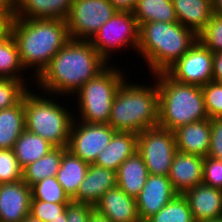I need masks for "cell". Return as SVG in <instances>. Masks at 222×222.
<instances>
[{
  "instance_id": "6da1fadb",
  "label": "cell",
  "mask_w": 222,
  "mask_h": 222,
  "mask_svg": "<svg viewBox=\"0 0 222 222\" xmlns=\"http://www.w3.org/2000/svg\"><path fill=\"white\" fill-rule=\"evenodd\" d=\"M107 63L89 40L70 39L37 77L36 84L47 94H76L88 80L102 72Z\"/></svg>"
},
{
  "instance_id": "7a4b0ae2",
  "label": "cell",
  "mask_w": 222,
  "mask_h": 222,
  "mask_svg": "<svg viewBox=\"0 0 222 222\" xmlns=\"http://www.w3.org/2000/svg\"><path fill=\"white\" fill-rule=\"evenodd\" d=\"M8 31L14 37L23 68L35 67V78L70 40L68 27L62 19H26L15 17Z\"/></svg>"
},
{
  "instance_id": "3957f363",
  "label": "cell",
  "mask_w": 222,
  "mask_h": 222,
  "mask_svg": "<svg viewBox=\"0 0 222 222\" xmlns=\"http://www.w3.org/2000/svg\"><path fill=\"white\" fill-rule=\"evenodd\" d=\"M197 40L198 36L179 22H146L140 25L137 52L154 75L166 72Z\"/></svg>"
},
{
  "instance_id": "277c9868",
  "label": "cell",
  "mask_w": 222,
  "mask_h": 222,
  "mask_svg": "<svg viewBox=\"0 0 222 222\" xmlns=\"http://www.w3.org/2000/svg\"><path fill=\"white\" fill-rule=\"evenodd\" d=\"M124 82L117 89L108 124L116 131L140 133L158 126L159 90Z\"/></svg>"
},
{
  "instance_id": "5b68a950",
  "label": "cell",
  "mask_w": 222,
  "mask_h": 222,
  "mask_svg": "<svg viewBox=\"0 0 222 222\" xmlns=\"http://www.w3.org/2000/svg\"><path fill=\"white\" fill-rule=\"evenodd\" d=\"M154 75L159 90V127L174 132L181 126L209 118L201 87L179 83L166 72Z\"/></svg>"
},
{
  "instance_id": "8992f818",
  "label": "cell",
  "mask_w": 222,
  "mask_h": 222,
  "mask_svg": "<svg viewBox=\"0 0 222 222\" xmlns=\"http://www.w3.org/2000/svg\"><path fill=\"white\" fill-rule=\"evenodd\" d=\"M52 100L29 90L24 94L25 129L54 147L67 148L75 115Z\"/></svg>"
},
{
  "instance_id": "52a82bcc",
  "label": "cell",
  "mask_w": 222,
  "mask_h": 222,
  "mask_svg": "<svg viewBox=\"0 0 222 222\" xmlns=\"http://www.w3.org/2000/svg\"><path fill=\"white\" fill-rule=\"evenodd\" d=\"M120 68L107 66L76 93L82 122L108 124L117 89L124 82Z\"/></svg>"
},
{
  "instance_id": "ba28073f",
  "label": "cell",
  "mask_w": 222,
  "mask_h": 222,
  "mask_svg": "<svg viewBox=\"0 0 222 222\" xmlns=\"http://www.w3.org/2000/svg\"><path fill=\"white\" fill-rule=\"evenodd\" d=\"M140 26L133 12L117 11L115 15L104 23L100 30L89 40L97 52L108 62L112 50L131 46L134 50L139 45Z\"/></svg>"
},
{
  "instance_id": "9c48e42d",
  "label": "cell",
  "mask_w": 222,
  "mask_h": 222,
  "mask_svg": "<svg viewBox=\"0 0 222 222\" xmlns=\"http://www.w3.org/2000/svg\"><path fill=\"white\" fill-rule=\"evenodd\" d=\"M137 152L152 175L168 176L177 152L175 134L159 126L138 133Z\"/></svg>"
},
{
  "instance_id": "30bf717a",
  "label": "cell",
  "mask_w": 222,
  "mask_h": 222,
  "mask_svg": "<svg viewBox=\"0 0 222 222\" xmlns=\"http://www.w3.org/2000/svg\"><path fill=\"white\" fill-rule=\"evenodd\" d=\"M116 12L109 0H73L65 20L70 39L90 40Z\"/></svg>"
},
{
  "instance_id": "8fae6325",
  "label": "cell",
  "mask_w": 222,
  "mask_h": 222,
  "mask_svg": "<svg viewBox=\"0 0 222 222\" xmlns=\"http://www.w3.org/2000/svg\"><path fill=\"white\" fill-rule=\"evenodd\" d=\"M214 53L199 40L166 73L182 84L203 87L213 78Z\"/></svg>"
},
{
  "instance_id": "7c38bea8",
  "label": "cell",
  "mask_w": 222,
  "mask_h": 222,
  "mask_svg": "<svg viewBox=\"0 0 222 222\" xmlns=\"http://www.w3.org/2000/svg\"><path fill=\"white\" fill-rule=\"evenodd\" d=\"M75 121L77 122L74 119L71 127L67 150L83 161L93 164L117 131L109 124L82 121L77 124Z\"/></svg>"
},
{
  "instance_id": "4fadbf2b",
  "label": "cell",
  "mask_w": 222,
  "mask_h": 222,
  "mask_svg": "<svg viewBox=\"0 0 222 222\" xmlns=\"http://www.w3.org/2000/svg\"><path fill=\"white\" fill-rule=\"evenodd\" d=\"M176 195L168 176L149 174L141 192L136 197L139 220L145 222Z\"/></svg>"
},
{
  "instance_id": "5bb4252c",
  "label": "cell",
  "mask_w": 222,
  "mask_h": 222,
  "mask_svg": "<svg viewBox=\"0 0 222 222\" xmlns=\"http://www.w3.org/2000/svg\"><path fill=\"white\" fill-rule=\"evenodd\" d=\"M31 198L23 180L0 184V222H22L30 215Z\"/></svg>"
},
{
  "instance_id": "9a60e30c",
  "label": "cell",
  "mask_w": 222,
  "mask_h": 222,
  "mask_svg": "<svg viewBox=\"0 0 222 222\" xmlns=\"http://www.w3.org/2000/svg\"><path fill=\"white\" fill-rule=\"evenodd\" d=\"M204 158L177 151L168 174L173 190L183 195L190 188L202 184Z\"/></svg>"
},
{
  "instance_id": "2e32d148",
  "label": "cell",
  "mask_w": 222,
  "mask_h": 222,
  "mask_svg": "<svg viewBox=\"0 0 222 222\" xmlns=\"http://www.w3.org/2000/svg\"><path fill=\"white\" fill-rule=\"evenodd\" d=\"M94 209L111 222H141L136 198L127 195L117 185L94 204Z\"/></svg>"
},
{
  "instance_id": "e0dca14e",
  "label": "cell",
  "mask_w": 222,
  "mask_h": 222,
  "mask_svg": "<svg viewBox=\"0 0 222 222\" xmlns=\"http://www.w3.org/2000/svg\"><path fill=\"white\" fill-rule=\"evenodd\" d=\"M183 195L188 201L195 222L222 217V190L202 183L190 188Z\"/></svg>"
},
{
  "instance_id": "ac0fdd59",
  "label": "cell",
  "mask_w": 222,
  "mask_h": 222,
  "mask_svg": "<svg viewBox=\"0 0 222 222\" xmlns=\"http://www.w3.org/2000/svg\"><path fill=\"white\" fill-rule=\"evenodd\" d=\"M116 185V171L90 164L83 182L71 201L94 206L108 190Z\"/></svg>"
},
{
  "instance_id": "d6986e66",
  "label": "cell",
  "mask_w": 222,
  "mask_h": 222,
  "mask_svg": "<svg viewBox=\"0 0 222 222\" xmlns=\"http://www.w3.org/2000/svg\"><path fill=\"white\" fill-rule=\"evenodd\" d=\"M177 151L205 158L211 139V119H204L179 127L174 131Z\"/></svg>"
},
{
  "instance_id": "ffe728a7",
  "label": "cell",
  "mask_w": 222,
  "mask_h": 222,
  "mask_svg": "<svg viewBox=\"0 0 222 222\" xmlns=\"http://www.w3.org/2000/svg\"><path fill=\"white\" fill-rule=\"evenodd\" d=\"M137 146L138 134L117 131L106 148L98 154L93 164L117 171L127 158L137 152Z\"/></svg>"
},
{
  "instance_id": "44dd1931",
  "label": "cell",
  "mask_w": 222,
  "mask_h": 222,
  "mask_svg": "<svg viewBox=\"0 0 222 222\" xmlns=\"http://www.w3.org/2000/svg\"><path fill=\"white\" fill-rule=\"evenodd\" d=\"M72 3L73 0H16L15 17L66 20Z\"/></svg>"
},
{
  "instance_id": "7402d4cb",
  "label": "cell",
  "mask_w": 222,
  "mask_h": 222,
  "mask_svg": "<svg viewBox=\"0 0 222 222\" xmlns=\"http://www.w3.org/2000/svg\"><path fill=\"white\" fill-rule=\"evenodd\" d=\"M178 22L197 36L213 15L212 0H172Z\"/></svg>"
},
{
  "instance_id": "603a6c76",
  "label": "cell",
  "mask_w": 222,
  "mask_h": 222,
  "mask_svg": "<svg viewBox=\"0 0 222 222\" xmlns=\"http://www.w3.org/2000/svg\"><path fill=\"white\" fill-rule=\"evenodd\" d=\"M116 176L117 186L127 195L136 198L146 183L149 171L142 156L136 152L120 165Z\"/></svg>"
},
{
  "instance_id": "cb8c5ba5",
  "label": "cell",
  "mask_w": 222,
  "mask_h": 222,
  "mask_svg": "<svg viewBox=\"0 0 222 222\" xmlns=\"http://www.w3.org/2000/svg\"><path fill=\"white\" fill-rule=\"evenodd\" d=\"M89 165V163L73 155L69 150L63 153L56 178L70 199L76 195L80 184L85 178Z\"/></svg>"
},
{
  "instance_id": "d4e9b609",
  "label": "cell",
  "mask_w": 222,
  "mask_h": 222,
  "mask_svg": "<svg viewBox=\"0 0 222 222\" xmlns=\"http://www.w3.org/2000/svg\"><path fill=\"white\" fill-rule=\"evenodd\" d=\"M25 130L24 97L15 106L0 110V149H13Z\"/></svg>"
},
{
  "instance_id": "484cf974",
  "label": "cell",
  "mask_w": 222,
  "mask_h": 222,
  "mask_svg": "<svg viewBox=\"0 0 222 222\" xmlns=\"http://www.w3.org/2000/svg\"><path fill=\"white\" fill-rule=\"evenodd\" d=\"M54 148L48 141L26 129L13 147L14 154L22 169L37 161Z\"/></svg>"
},
{
  "instance_id": "4316f807",
  "label": "cell",
  "mask_w": 222,
  "mask_h": 222,
  "mask_svg": "<svg viewBox=\"0 0 222 222\" xmlns=\"http://www.w3.org/2000/svg\"><path fill=\"white\" fill-rule=\"evenodd\" d=\"M64 147H54L46 155L23 169L22 180L31 187L45 178L56 176L60 168Z\"/></svg>"
},
{
  "instance_id": "83f0119b",
  "label": "cell",
  "mask_w": 222,
  "mask_h": 222,
  "mask_svg": "<svg viewBox=\"0 0 222 222\" xmlns=\"http://www.w3.org/2000/svg\"><path fill=\"white\" fill-rule=\"evenodd\" d=\"M133 14L139 26L146 22H178L172 0H138Z\"/></svg>"
},
{
  "instance_id": "f1b7e54d",
  "label": "cell",
  "mask_w": 222,
  "mask_h": 222,
  "mask_svg": "<svg viewBox=\"0 0 222 222\" xmlns=\"http://www.w3.org/2000/svg\"><path fill=\"white\" fill-rule=\"evenodd\" d=\"M23 70L16 41L8 31L0 38V78L24 80Z\"/></svg>"
},
{
  "instance_id": "f546056e",
  "label": "cell",
  "mask_w": 222,
  "mask_h": 222,
  "mask_svg": "<svg viewBox=\"0 0 222 222\" xmlns=\"http://www.w3.org/2000/svg\"><path fill=\"white\" fill-rule=\"evenodd\" d=\"M145 222H195L187 199L177 194L168 204Z\"/></svg>"
},
{
  "instance_id": "4dcf8cb0",
  "label": "cell",
  "mask_w": 222,
  "mask_h": 222,
  "mask_svg": "<svg viewBox=\"0 0 222 222\" xmlns=\"http://www.w3.org/2000/svg\"><path fill=\"white\" fill-rule=\"evenodd\" d=\"M31 199L51 202L70 203L71 199L57 181L56 176L48 177L31 186Z\"/></svg>"
},
{
  "instance_id": "1f68e13d",
  "label": "cell",
  "mask_w": 222,
  "mask_h": 222,
  "mask_svg": "<svg viewBox=\"0 0 222 222\" xmlns=\"http://www.w3.org/2000/svg\"><path fill=\"white\" fill-rule=\"evenodd\" d=\"M24 80L0 78V110L17 105L28 91Z\"/></svg>"
},
{
  "instance_id": "d6a6232c",
  "label": "cell",
  "mask_w": 222,
  "mask_h": 222,
  "mask_svg": "<svg viewBox=\"0 0 222 222\" xmlns=\"http://www.w3.org/2000/svg\"><path fill=\"white\" fill-rule=\"evenodd\" d=\"M23 169L13 149H0V184L22 180Z\"/></svg>"
},
{
  "instance_id": "836d02e7",
  "label": "cell",
  "mask_w": 222,
  "mask_h": 222,
  "mask_svg": "<svg viewBox=\"0 0 222 222\" xmlns=\"http://www.w3.org/2000/svg\"><path fill=\"white\" fill-rule=\"evenodd\" d=\"M198 40L213 53L222 51V15H212Z\"/></svg>"
},
{
  "instance_id": "e575fe53",
  "label": "cell",
  "mask_w": 222,
  "mask_h": 222,
  "mask_svg": "<svg viewBox=\"0 0 222 222\" xmlns=\"http://www.w3.org/2000/svg\"><path fill=\"white\" fill-rule=\"evenodd\" d=\"M201 88L209 119L222 118V83L209 81Z\"/></svg>"
},
{
  "instance_id": "d590c367",
  "label": "cell",
  "mask_w": 222,
  "mask_h": 222,
  "mask_svg": "<svg viewBox=\"0 0 222 222\" xmlns=\"http://www.w3.org/2000/svg\"><path fill=\"white\" fill-rule=\"evenodd\" d=\"M68 204L31 199L30 215L41 222H50L56 218H61V213Z\"/></svg>"
},
{
  "instance_id": "8d00e7d4",
  "label": "cell",
  "mask_w": 222,
  "mask_h": 222,
  "mask_svg": "<svg viewBox=\"0 0 222 222\" xmlns=\"http://www.w3.org/2000/svg\"><path fill=\"white\" fill-rule=\"evenodd\" d=\"M202 183L222 190V160L209 156L204 158Z\"/></svg>"
},
{
  "instance_id": "74e56055",
  "label": "cell",
  "mask_w": 222,
  "mask_h": 222,
  "mask_svg": "<svg viewBox=\"0 0 222 222\" xmlns=\"http://www.w3.org/2000/svg\"><path fill=\"white\" fill-rule=\"evenodd\" d=\"M208 156L222 160V118L211 119V139Z\"/></svg>"
},
{
  "instance_id": "f35d334b",
  "label": "cell",
  "mask_w": 222,
  "mask_h": 222,
  "mask_svg": "<svg viewBox=\"0 0 222 222\" xmlns=\"http://www.w3.org/2000/svg\"><path fill=\"white\" fill-rule=\"evenodd\" d=\"M93 209L91 204L71 201L66 206V222H88Z\"/></svg>"
},
{
  "instance_id": "ab89813d",
  "label": "cell",
  "mask_w": 222,
  "mask_h": 222,
  "mask_svg": "<svg viewBox=\"0 0 222 222\" xmlns=\"http://www.w3.org/2000/svg\"><path fill=\"white\" fill-rule=\"evenodd\" d=\"M16 0H0V14L9 22L15 18Z\"/></svg>"
},
{
  "instance_id": "60d3db41",
  "label": "cell",
  "mask_w": 222,
  "mask_h": 222,
  "mask_svg": "<svg viewBox=\"0 0 222 222\" xmlns=\"http://www.w3.org/2000/svg\"><path fill=\"white\" fill-rule=\"evenodd\" d=\"M113 7L120 12H133L138 0H109Z\"/></svg>"
},
{
  "instance_id": "b9f144b4",
  "label": "cell",
  "mask_w": 222,
  "mask_h": 222,
  "mask_svg": "<svg viewBox=\"0 0 222 222\" xmlns=\"http://www.w3.org/2000/svg\"><path fill=\"white\" fill-rule=\"evenodd\" d=\"M212 67H213L212 81L222 83V51L214 53Z\"/></svg>"
},
{
  "instance_id": "7bdbcfd3",
  "label": "cell",
  "mask_w": 222,
  "mask_h": 222,
  "mask_svg": "<svg viewBox=\"0 0 222 222\" xmlns=\"http://www.w3.org/2000/svg\"><path fill=\"white\" fill-rule=\"evenodd\" d=\"M88 222H111V221L103 214L98 213L95 209H93Z\"/></svg>"
},
{
  "instance_id": "ee69618b",
  "label": "cell",
  "mask_w": 222,
  "mask_h": 222,
  "mask_svg": "<svg viewBox=\"0 0 222 222\" xmlns=\"http://www.w3.org/2000/svg\"><path fill=\"white\" fill-rule=\"evenodd\" d=\"M9 21L0 14V38L8 32Z\"/></svg>"
},
{
  "instance_id": "f6af8a7d",
  "label": "cell",
  "mask_w": 222,
  "mask_h": 222,
  "mask_svg": "<svg viewBox=\"0 0 222 222\" xmlns=\"http://www.w3.org/2000/svg\"><path fill=\"white\" fill-rule=\"evenodd\" d=\"M213 14L222 15V0H212Z\"/></svg>"
},
{
  "instance_id": "bcb514c9",
  "label": "cell",
  "mask_w": 222,
  "mask_h": 222,
  "mask_svg": "<svg viewBox=\"0 0 222 222\" xmlns=\"http://www.w3.org/2000/svg\"><path fill=\"white\" fill-rule=\"evenodd\" d=\"M50 222H66V209L61 213V218H56Z\"/></svg>"
},
{
  "instance_id": "7dc6e473",
  "label": "cell",
  "mask_w": 222,
  "mask_h": 222,
  "mask_svg": "<svg viewBox=\"0 0 222 222\" xmlns=\"http://www.w3.org/2000/svg\"><path fill=\"white\" fill-rule=\"evenodd\" d=\"M22 222H41V221L33 218L31 215H28Z\"/></svg>"
},
{
  "instance_id": "c3c4849f",
  "label": "cell",
  "mask_w": 222,
  "mask_h": 222,
  "mask_svg": "<svg viewBox=\"0 0 222 222\" xmlns=\"http://www.w3.org/2000/svg\"><path fill=\"white\" fill-rule=\"evenodd\" d=\"M201 222H222V217L214 219V220H207V221H201Z\"/></svg>"
}]
</instances>
